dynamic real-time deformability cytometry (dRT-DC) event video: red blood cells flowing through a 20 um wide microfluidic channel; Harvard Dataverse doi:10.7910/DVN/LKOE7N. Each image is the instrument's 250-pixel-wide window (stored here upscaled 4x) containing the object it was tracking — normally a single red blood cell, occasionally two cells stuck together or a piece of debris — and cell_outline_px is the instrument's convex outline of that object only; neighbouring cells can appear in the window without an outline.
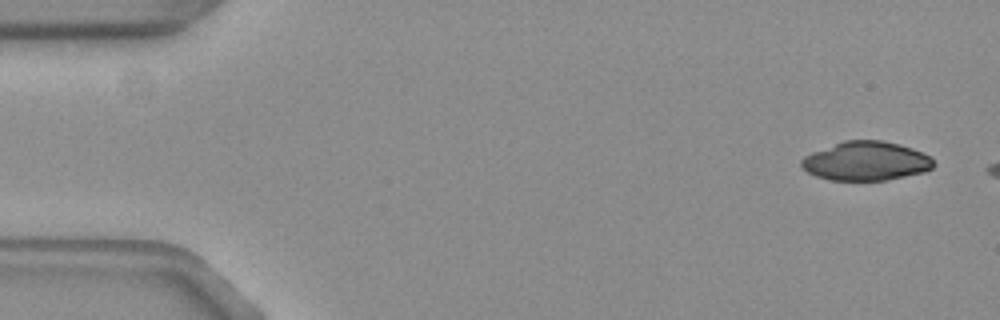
{"species": "common noctule bat (a hibernating species)", "species_latin": "Nyctalus noctula", "temperature_condition": "warm", "stored_images_in_passage": 3, "camera_frame_rate_fps": 3000, "um_per_image_px": 0.085, "animal": {"sex": "female", "body_mass_g": 19.3, "forearm_length_mm": 54.1}, "frame": {"image": 1, "passage_image": 1, "time_ms": 0.0, "image_size_px": [1000, 320], "cell_outline_px": [[936, 164], [932, 168], [924, 172], [884, 180], [832, 180], [816, 176], [808, 172], [800, 164], [800, 160], [804, 156], [812, 152], [844, 140], [880, 140], [896, 144], [920, 152], [928, 156]], "centroid_in_image_um": [73.57, 13.69], "position_along_channel_um": 11.4, "area_um2": 29.59}}